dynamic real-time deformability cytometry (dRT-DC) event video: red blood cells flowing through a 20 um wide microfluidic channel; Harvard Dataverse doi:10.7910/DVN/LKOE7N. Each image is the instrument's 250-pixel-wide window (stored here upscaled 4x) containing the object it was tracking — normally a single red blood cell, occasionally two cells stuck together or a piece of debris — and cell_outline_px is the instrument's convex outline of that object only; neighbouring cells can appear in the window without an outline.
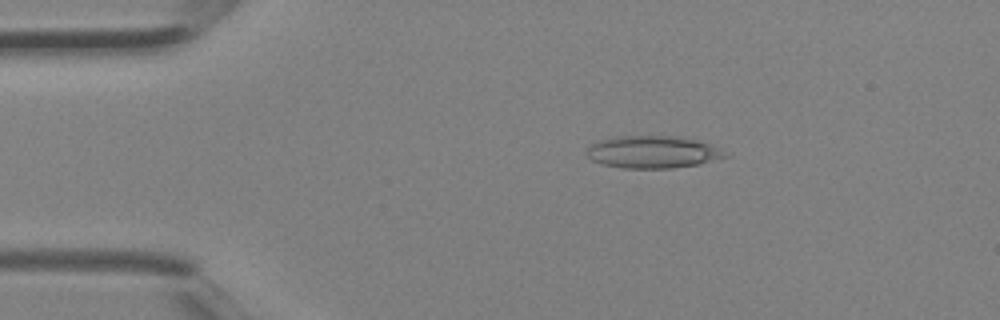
{"species": "Egyptian fruit bat (a non-hibernating species)", "species_latin": "Rousettus aegyptiacus", "temperature_condition": "room temperature", "stored_images_in_passage": 4, "camera_frame_rate_fps": 3000, "um_per_image_px": 0.085, "animal": {"sex": "female"}, "frame": {"image": 1, "passage_image": 3, "time_ms": 0.667, "image_size_px": [1000, 320], "cell_outline_px": [[728, 156], [700, 164], [672, 168], [624, 168], [604, 164], [592, 160], [584, 152], [592, 144], [616, 136], [668, 136], [696, 140], [720, 148]], "centroid_in_image_um": [55.48, 12.93], "position_along_channel_um": 29.5, "area_um2": 25.66}}